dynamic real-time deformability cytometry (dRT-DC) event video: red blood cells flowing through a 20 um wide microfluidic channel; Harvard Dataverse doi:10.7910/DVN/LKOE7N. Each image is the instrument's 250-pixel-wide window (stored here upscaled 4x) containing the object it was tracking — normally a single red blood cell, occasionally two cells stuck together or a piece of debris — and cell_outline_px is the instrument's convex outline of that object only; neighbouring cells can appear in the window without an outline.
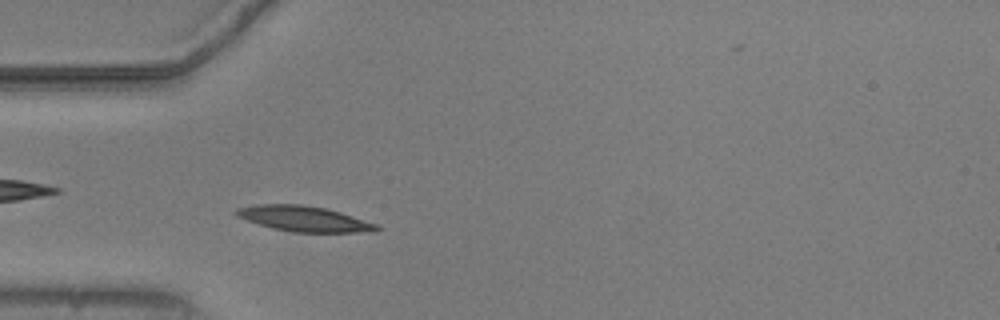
{"species": "common noctule bat (a hibernating species)", "species_latin": "Nyctalus noctula", "temperature_condition": "warm", "stored_images_in_passage": 49, "camera_frame_rate_fps": 3000, "um_per_image_px": 0.085, "animal": {"sex": "male", "body_mass_g": 20.5, "forearm_length_mm": 52.5}, "frame": {"image": 1, "passage_image": 10, "time_ms": 3.0, "image_size_px": [1000, 320], "cell_outline_px": [[380, 228], [376, 232], [292, 232], [272, 228], [236, 216], [232, 212], [236, 208], [256, 204], [304, 204], [324, 208], [340, 212], [380, 224]], "centroid_in_image_um": [25.87, 18.59], "position_along_channel_um": 59.1, "area_um2": 20.98}}
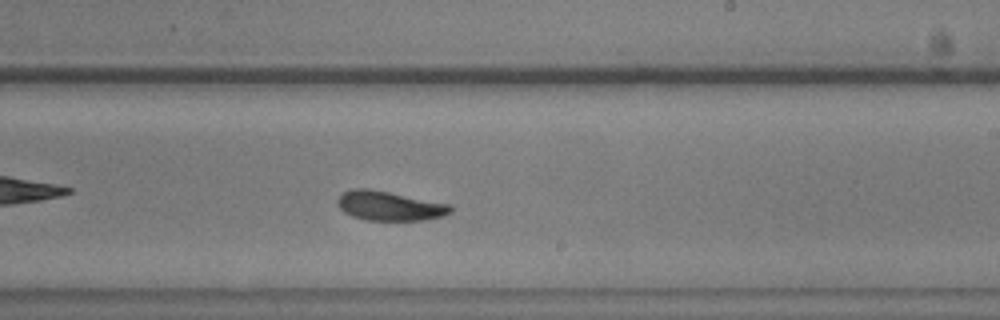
{"frame": {"image": 2, "passage_image": 26, "time_ms": 8.333, "image_size_px": [1000, 320], "cell_outline_px": [[452, 212], [444, 216], [424, 220], [364, 220], [352, 216], [344, 212], [336, 204], [336, 200], [344, 192], [352, 188], [368, 188], [452, 204]], "centroid_in_image_um": [33.12, 17.5], "position_along_channel_um": 255.9, "area_um2": 19.54}}
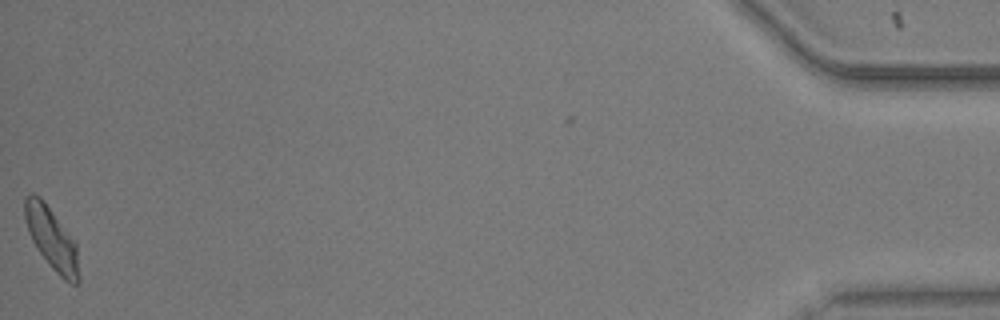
{"frame": {"image": 3, "passage_image": 48, "time_ms": 15.667, "image_size_px": [1000, 320], "cell_outline_px": [[80, 284], [72, 284], [64, 280], [48, 264], [32, 240], [28, 232], [24, 220], [24, 200], [32, 192], [40, 196], [76, 244], [80, 276]], "centroid_in_image_um": [4.39, 20.31], "position_along_channel_um": 430.8, "area_um2": 19.36}, "authors_computed_cell_mechanics": {"area_um2": 19.1896, "velocity_mm_per_s": 3.7382, "shape_relaxation_time_tau1_ms": 2.9855, "shape_relaxation_time_tau2_ms": 7.1479, "deformation_change_tau1": 0.1052, "deformation_change_tau2": 0.1414}}